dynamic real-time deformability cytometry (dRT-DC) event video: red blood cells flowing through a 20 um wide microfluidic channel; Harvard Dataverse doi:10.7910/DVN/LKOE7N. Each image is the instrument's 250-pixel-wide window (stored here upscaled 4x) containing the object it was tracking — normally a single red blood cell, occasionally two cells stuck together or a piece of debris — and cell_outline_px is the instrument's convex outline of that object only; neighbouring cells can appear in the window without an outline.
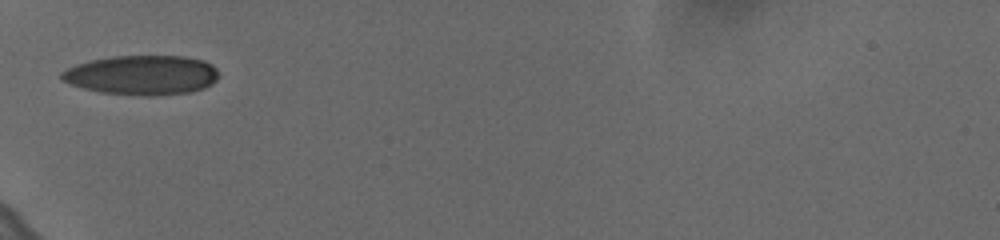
{"species": "human", "species_latin": "Homo sapiens", "temperature_condition": "cold", "stored_images_in_passage": 33, "camera_frame_rate_fps": 3000, "um_per_image_px": 0.085, "donor": {"sex": "female"}, "frame": {"image": 1, "passage_image": 1, "time_ms": 0.0, "image_size_px": [1000, 240], "cell_outline_px": [[216, 80], [212, 84], [204, 88], [188, 92], [148, 96], [144, 96], [100, 92], [84, 88], [72, 84], [64, 80], [60, 76], [60, 72], [64, 68], [76, 64], [92, 60], [112, 56], [188, 56], [204, 60], [212, 64], [216, 68]], "centroid_in_image_um": [12.06, 6.37], "position_along_channel_um": 72.9, "area_um2": 36.18}}
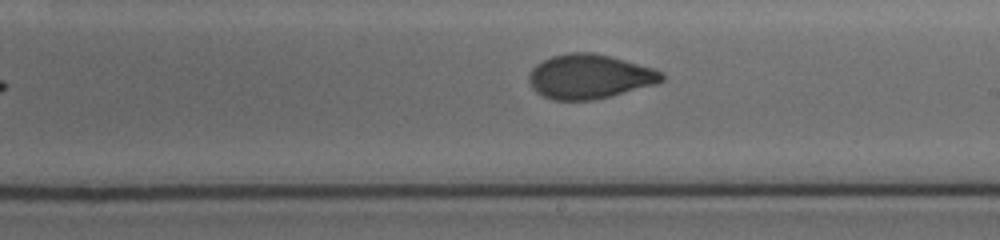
{"frame": {"image": 2, "passage_image": 15, "time_ms": 4.667, "image_size_px": [1000, 240], "cell_outline_px": [[664, 80], [656, 84], [612, 96], [592, 100], [552, 100], [536, 92], [532, 88], [528, 80], [528, 76], [532, 68], [536, 64], [552, 56], [568, 52], [592, 52], [624, 60], [652, 68], [664, 72]], "centroid_in_image_um": [50.1, 6.51], "position_along_channel_um": 238.9, "area_um2": 34.39}}
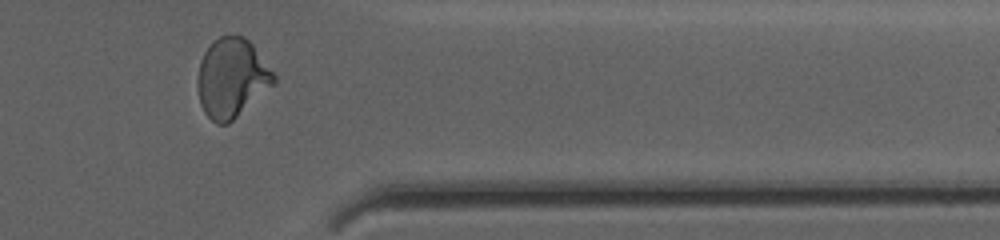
{"frame": {"image": 3, "passage_image": 28, "time_ms": 9.0, "image_size_px": [1000, 240], "cell_outline_px": [[276, 84], [228, 124], [216, 124], [204, 112], [200, 104], [196, 84], [200, 60], [204, 52], [220, 36], [244, 36], [252, 44], [276, 76]], "centroid_in_image_um": [19.7, 6.66], "position_along_channel_um": 391.7, "area_um2": 35.14}, "authors_computed_cell_mechanics": {"area_um2": 34.5066, "velocity_mm_per_s": 3.6418, "shape_relaxation_time_tau1_ms": 5.6889, "shape_relaxation_time_tau2_ms": 1.0757, "deformation_change_tau1": 0.1747, "deformation_change_tau2": 0.056}}